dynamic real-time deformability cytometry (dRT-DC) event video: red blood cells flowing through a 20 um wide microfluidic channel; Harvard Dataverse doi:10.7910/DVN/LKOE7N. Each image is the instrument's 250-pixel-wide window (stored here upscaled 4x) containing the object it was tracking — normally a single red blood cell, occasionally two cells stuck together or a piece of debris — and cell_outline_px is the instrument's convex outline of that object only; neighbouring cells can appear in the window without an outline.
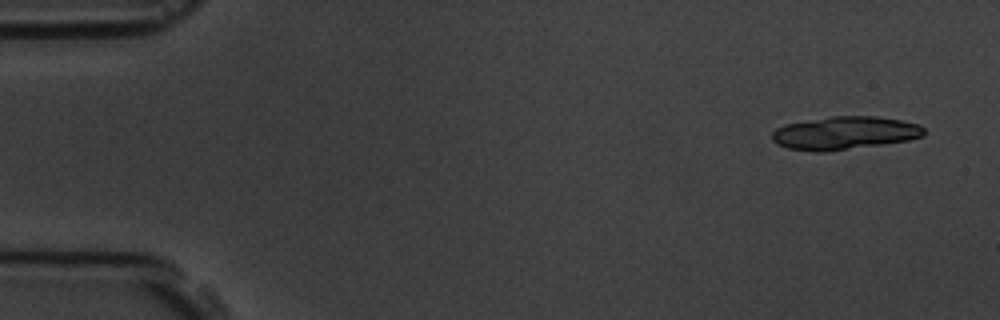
{"species": "common noctule bat (a hibernating species)", "species_latin": "Nyctalus noctula", "temperature_condition": "room temperature", "stored_images_in_passage": 5, "segment_of_instrument_passage": [1, 2], "camera_frame_rate_fps": 3000, "um_per_image_px": 0.085, "animal": {"sex": "male", "body_mass_g": 19.5, "forearm_length_mm": 54.6}, "frame": {"image": 1, "passage_image": 1, "time_ms": 0.0, "image_size_px": [1000, 320], "cell_outline_px": [[924, 136], [908, 140], [824, 152], [812, 152], [788, 148], [776, 144], [772, 140], [772, 132], [776, 128], [784, 124], [832, 116], [876, 116], [900, 120], [920, 124], [924, 128]], "centroid_in_image_um": [71.76, 11.3], "position_along_channel_um": 13.2, "area_um2": 29.25}}